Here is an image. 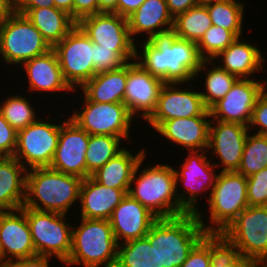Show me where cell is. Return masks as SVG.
Masks as SVG:
<instances>
[{
	"label": "cell",
	"mask_w": 267,
	"mask_h": 267,
	"mask_svg": "<svg viewBox=\"0 0 267 267\" xmlns=\"http://www.w3.org/2000/svg\"><path fill=\"white\" fill-rule=\"evenodd\" d=\"M82 180L49 167L29 169L23 207L70 215L72 207L79 205Z\"/></svg>",
	"instance_id": "cell-4"
},
{
	"label": "cell",
	"mask_w": 267,
	"mask_h": 267,
	"mask_svg": "<svg viewBox=\"0 0 267 267\" xmlns=\"http://www.w3.org/2000/svg\"><path fill=\"white\" fill-rule=\"evenodd\" d=\"M15 11L25 15L51 47L60 42L77 24L70 15L56 7L15 8Z\"/></svg>",
	"instance_id": "cell-29"
},
{
	"label": "cell",
	"mask_w": 267,
	"mask_h": 267,
	"mask_svg": "<svg viewBox=\"0 0 267 267\" xmlns=\"http://www.w3.org/2000/svg\"><path fill=\"white\" fill-rule=\"evenodd\" d=\"M249 206H267V167L247 177Z\"/></svg>",
	"instance_id": "cell-41"
},
{
	"label": "cell",
	"mask_w": 267,
	"mask_h": 267,
	"mask_svg": "<svg viewBox=\"0 0 267 267\" xmlns=\"http://www.w3.org/2000/svg\"><path fill=\"white\" fill-rule=\"evenodd\" d=\"M267 167V136L248 133L238 173L249 177Z\"/></svg>",
	"instance_id": "cell-38"
},
{
	"label": "cell",
	"mask_w": 267,
	"mask_h": 267,
	"mask_svg": "<svg viewBox=\"0 0 267 267\" xmlns=\"http://www.w3.org/2000/svg\"><path fill=\"white\" fill-rule=\"evenodd\" d=\"M15 8L55 7L54 0H14Z\"/></svg>",
	"instance_id": "cell-49"
},
{
	"label": "cell",
	"mask_w": 267,
	"mask_h": 267,
	"mask_svg": "<svg viewBox=\"0 0 267 267\" xmlns=\"http://www.w3.org/2000/svg\"><path fill=\"white\" fill-rule=\"evenodd\" d=\"M210 122V116L176 118L162 121L154 131L159 135L157 138L162 137L160 141H169L167 144L180 146L183 151L207 150Z\"/></svg>",
	"instance_id": "cell-22"
},
{
	"label": "cell",
	"mask_w": 267,
	"mask_h": 267,
	"mask_svg": "<svg viewBox=\"0 0 267 267\" xmlns=\"http://www.w3.org/2000/svg\"><path fill=\"white\" fill-rule=\"evenodd\" d=\"M248 133V126L211 120L207 151L218 172L238 171Z\"/></svg>",
	"instance_id": "cell-16"
},
{
	"label": "cell",
	"mask_w": 267,
	"mask_h": 267,
	"mask_svg": "<svg viewBox=\"0 0 267 267\" xmlns=\"http://www.w3.org/2000/svg\"><path fill=\"white\" fill-rule=\"evenodd\" d=\"M166 3L170 14L175 18L178 14L199 5L202 3V0H166Z\"/></svg>",
	"instance_id": "cell-47"
},
{
	"label": "cell",
	"mask_w": 267,
	"mask_h": 267,
	"mask_svg": "<svg viewBox=\"0 0 267 267\" xmlns=\"http://www.w3.org/2000/svg\"><path fill=\"white\" fill-rule=\"evenodd\" d=\"M264 91L263 79H238L230 91L209 108L211 120L249 126L253 108Z\"/></svg>",
	"instance_id": "cell-18"
},
{
	"label": "cell",
	"mask_w": 267,
	"mask_h": 267,
	"mask_svg": "<svg viewBox=\"0 0 267 267\" xmlns=\"http://www.w3.org/2000/svg\"><path fill=\"white\" fill-rule=\"evenodd\" d=\"M0 267H9L8 262H1L0 261Z\"/></svg>",
	"instance_id": "cell-55"
},
{
	"label": "cell",
	"mask_w": 267,
	"mask_h": 267,
	"mask_svg": "<svg viewBox=\"0 0 267 267\" xmlns=\"http://www.w3.org/2000/svg\"><path fill=\"white\" fill-rule=\"evenodd\" d=\"M36 255L49 256L61 262L68 259L72 248L73 223L68 216L25 207ZM67 216V217H66Z\"/></svg>",
	"instance_id": "cell-10"
},
{
	"label": "cell",
	"mask_w": 267,
	"mask_h": 267,
	"mask_svg": "<svg viewBox=\"0 0 267 267\" xmlns=\"http://www.w3.org/2000/svg\"><path fill=\"white\" fill-rule=\"evenodd\" d=\"M44 113L45 111L40 114L41 117L36 122L17 132V145L13 157L27 170L50 167L58 145L61 118L53 120L54 116H51V119L47 118L51 112H47L46 117Z\"/></svg>",
	"instance_id": "cell-11"
},
{
	"label": "cell",
	"mask_w": 267,
	"mask_h": 267,
	"mask_svg": "<svg viewBox=\"0 0 267 267\" xmlns=\"http://www.w3.org/2000/svg\"><path fill=\"white\" fill-rule=\"evenodd\" d=\"M89 137L90 134L68 116L62 118L58 145L49 168L81 179L87 178L85 157Z\"/></svg>",
	"instance_id": "cell-19"
},
{
	"label": "cell",
	"mask_w": 267,
	"mask_h": 267,
	"mask_svg": "<svg viewBox=\"0 0 267 267\" xmlns=\"http://www.w3.org/2000/svg\"><path fill=\"white\" fill-rule=\"evenodd\" d=\"M211 25L213 24L208 10L200 3L174 18L171 34L197 44Z\"/></svg>",
	"instance_id": "cell-33"
},
{
	"label": "cell",
	"mask_w": 267,
	"mask_h": 267,
	"mask_svg": "<svg viewBox=\"0 0 267 267\" xmlns=\"http://www.w3.org/2000/svg\"><path fill=\"white\" fill-rule=\"evenodd\" d=\"M117 0H99L100 12H114L116 13Z\"/></svg>",
	"instance_id": "cell-52"
},
{
	"label": "cell",
	"mask_w": 267,
	"mask_h": 267,
	"mask_svg": "<svg viewBox=\"0 0 267 267\" xmlns=\"http://www.w3.org/2000/svg\"><path fill=\"white\" fill-rule=\"evenodd\" d=\"M209 260L211 267H250L252 265L222 232H209Z\"/></svg>",
	"instance_id": "cell-36"
},
{
	"label": "cell",
	"mask_w": 267,
	"mask_h": 267,
	"mask_svg": "<svg viewBox=\"0 0 267 267\" xmlns=\"http://www.w3.org/2000/svg\"><path fill=\"white\" fill-rule=\"evenodd\" d=\"M148 153L136 166L128 194L139 201L157 218H173L187 214L180 206L176 194V177L174 165L150 161L145 164Z\"/></svg>",
	"instance_id": "cell-2"
},
{
	"label": "cell",
	"mask_w": 267,
	"mask_h": 267,
	"mask_svg": "<svg viewBox=\"0 0 267 267\" xmlns=\"http://www.w3.org/2000/svg\"><path fill=\"white\" fill-rule=\"evenodd\" d=\"M206 234L195 213L158 218L145 236L155 247L158 267H181Z\"/></svg>",
	"instance_id": "cell-3"
},
{
	"label": "cell",
	"mask_w": 267,
	"mask_h": 267,
	"mask_svg": "<svg viewBox=\"0 0 267 267\" xmlns=\"http://www.w3.org/2000/svg\"><path fill=\"white\" fill-rule=\"evenodd\" d=\"M238 79V77L228 73L213 60H203L193 78L194 82L202 83L201 81H203L204 83L203 86H199L203 87L199 88V91L203 102L208 109L218 100L222 99Z\"/></svg>",
	"instance_id": "cell-31"
},
{
	"label": "cell",
	"mask_w": 267,
	"mask_h": 267,
	"mask_svg": "<svg viewBox=\"0 0 267 267\" xmlns=\"http://www.w3.org/2000/svg\"><path fill=\"white\" fill-rule=\"evenodd\" d=\"M248 206L247 177L237 171L218 172L205 206L207 216L201 210L196 216L206 232H222Z\"/></svg>",
	"instance_id": "cell-6"
},
{
	"label": "cell",
	"mask_w": 267,
	"mask_h": 267,
	"mask_svg": "<svg viewBox=\"0 0 267 267\" xmlns=\"http://www.w3.org/2000/svg\"><path fill=\"white\" fill-rule=\"evenodd\" d=\"M128 75V63L117 70L97 73L80 92L91 102L123 103Z\"/></svg>",
	"instance_id": "cell-30"
},
{
	"label": "cell",
	"mask_w": 267,
	"mask_h": 267,
	"mask_svg": "<svg viewBox=\"0 0 267 267\" xmlns=\"http://www.w3.org/2000/svg\"><path fill=\"white\" fill-rule=\"evenodd\" d=\"M202 2H242L240 0H202Z\"/></svg>",
	"instance_id": "cell-53"
},
{
	"label": "cell",
	"mask_w": 267,
	"mask_h": 267,
	"mask_svg": "<svg viewBox=\"0 0 267 267\" xmlns=\"http://www.w3.org/2000/svg\"><path fill=\"white\" fill-rule=\"evenodd\" d=\"M164 84L162 79L150 74L135 60L128 62L123 103L136 120L142 118L140 122L146 121L152 115Z\"/></svg>",
	"instance_id": "cell-20"
},
{
	"label": "cell",
	"mask_w": 267,
	"mask_h": 267,
	"mask_svg": "<svg viewBox=\"0 0 267 267\" xmlns=\"http://www.w3.org/2000/svg\"><path fill=\"white\" fill-rule=\"evenodd\" d=\"M194 84V80L186 83H165L160 90L155 111L146 120V125H149L150 129H155L162 121L210 116L209 109L200 95V83H196V87Z\"/></svg>",
	"instance_id": "cell-14"
},
{
	"label": "cell",
	"mask_w": 267,
	"mask_h": 267,
	"mask_svg": "<svg viewBox=\"0 0 267 267\" xmlns=\"http://www.w3.org/2000/svg\"><path fill=\"white\" fill-rule=\"evenodd\" d=\"M245 39V36L237 38L212 60L239 79H253L256 73H264L267 59L258 44Z\"/></svg>",
	"instance_id": "cell-25"
},
{
	"label": "cell",
	"mask_w": 267,
	"mask_h": 267,
	"mask_svg": "<svg viewBox=\"0 0 267 267\" xmlns=\"http://www.w3.org/2000/svg\"><path fill=\"white\" fill-rule=\"evenodd\" d=\"M209 13L213 25L232 31L238 38L243 35L244 2H202ZM244 22V23H243Z\"/></svg>",
	"instance_id": "cell-37"
},
{
	"label": "cell",
	"mask_w": 267,
	"mask_h": 267,
	"mask_svg": "<svg viewBox=\"0 0 267 267\" xmlns=\"http://www.w3.org/2000/svg\"><path fill=\"white\" fill-rule=\"evenodd\" d=\"M77 25L94 44L113 48L127 63L135 60L136 43L127 18L114 12H100L82 18Z\"/></svg>",
	"instance_id": "cell-15"
},
{
	"label": "cell",
	"mask_w": 267,
	"mask_h": 267,
	"mask_svg": "<svg viewBox=\"0 0 267 267\" xmlns=\"http://www.w3.org/2000/svg\"><path fill=\"white\" fill-rule=\"evenodd\" d=\"M250 267H267L266 265H257V264H252Z\"/></svg>",
	"instance_id": "cell-56"
},
{
	"label": "cell",
	"mask_w": 267,
	"mask_h": 267,
	"mask_svg": "<svg viewBox=\"0 0 267 267\" xmlns=\"http://www.w3.org/2000/svg\"><path fill=\"white\" fill-rule=\"evenodd\" d=\"M127 21L130 35L137 44L140 39L150 41L171 34L174 18L166 0H145Z\"/></svg>",
	"instance_id": "cell-23"
},
{
	"label": "cell",
	"mask_w": 267,
	"mask_h": 267,
	"mask_svg": "<svg viewBox=\"0 0 267 267\" xmlns=\"http://www.w3.org/2000/svg\"><path fill=\"white\" fill-rule=\"evenodd\" d=\"M20 67L22 69L18 68L17 71H21L22 73L24 71L23 74H26V81L22 80V83L24 82V84L26 83L27 85L28 91L27 89L25 90L27 95L28 93L30 95L31 93L32 95H35V93L40 95L47 93L46 96H42L46 99L47 95L51 96L52 94H55L57 95L58 101H60L64 96L60 95L65 92V94H68L67 96L71 98L70 102L74 103L75 101V104H77L75 99L72 100V98H75L71 95L74 93V90L65 81L58 58L53 49L43 55L36 56L33 59L25 61ZM58 96L61 98L59 99Z\"/></svg>",
	"instance_id": "cell-17"
},
{
	"label": "cell",
	"mask_w": 267,
	"mask_h": 267,
	"mask_svg": "<svg viewBox=\"0 0 267 267\" xmlns=\"http://www.w3.org/2000/svg\"><path fill=\"white\" fill-rule=\"evenodd\" d=\"M52 49L65 81L73 90H80L95 76L92 41L77 24Z\"/></svg>",
	"instance_id": "cell-13"
},
{
	"label": "cell",
	"mask_w": 267,
	"mask_h": 267,
	"mask_svg": "<svg viewBox=\"0 0 267 267\" xmlns=\"http://www.w3.org/2000/svg\"><path fill=\"white\" fill-rule=\"evenodd\" d=\"M27 169L15 157H0V211L24 206Z\"/></svg>",
	"instance_id": "cell-28"
},
{
	"label": "cell",
	"mask_w": 267,
	"mask_h": 267,
	"mask_svg": "<svg viewBox=\"0 0 267 267\" xmlns=\"http://www.w3.org/2000/svg\"><path fill=\"white\" fill-rule=\"evenodd\" d=\"M186 155L183 163L177 168L174 167L176 194L180 206L187 213L196 214L201 208V206L199 207L201 202L198 199L201 200L202 196L208 193L206 202L208 201L218 171L208 156L207 150L187 151Z\"/></svg>",
	"instance_id": "cell-9"
},
{
	"label": "cell",
	"mask_w": 267,
	"mask_h": 267,
	"mask_svg": "<svg viewBox=\"0 0 267 267\" xmlns=\"http://www.w3.org/2000/svg\"><path fill=\"white\" fill-rule=\"evenodd\" d=\"M51 49L40 31L23 14L15 12L0 26V67L3 62L5 70L10 66L17 69L25 61Z\"/></svg>",
	"instance_id": "cell-8"
},
{
	"label": "cell",
	"mask_w": 267,
	"mask_h": 267,
	"mask_svg": "<svg viewBox=\"0 0 267 267\" xmlns=\"http://www.w3.org/2000/svg\"><path fill=\"white\" fill-rule=\"evenodd\" d=\"M36 255L25 207L12 211H0V261Z\"/></svg>",
	"instance_id": "cell-21"
},
{
	"label": "cell",
	"mask_w": 267,
	"mask_h": 267,
	"mask_svg": "<svg viewBox=\"0 0 267 267\" xmlns=\"http://www.w3.org/2000/svg\"><path fill=\"white\" fill-rule=\"evenodd\" d=\"M115 267H158L157 251L146 237L120 243Z\"/></svg>",
	"instance_id": "cell-35"
},
{
	"label": "cell",
	"mask_w": 267,
	"mask_h": 267,
	"mask_svg": "<svg viewBox=\"0 0 267 267\" xmlns=\"http://www.w3.org/2000/svg\"><path fill=\"white\" fill-rule=\"evenodd\" d=\"M124 143L122 138L116 136L90 135L85 157L87 177H90L110 159L120 153L125 148Z\"/></svg>",
	"instance_id": "cell-34"
},
{
	"label": "cell",
	"mask_w": 267,
	"mask_h": 267,
	"mask_svg": "<svg viewBox=\"0 0 267 267\" xmlns=\"http://www.w3.org/2000/svg\"><path fill=\"white\" fill-rule=\"evenodd\" d=\"M238 37L230 30L211 25L196 44L203 60H212Z\"/></svg>",
	"instance_id": "cell-39"
},
{
	"label": "cell",
	"mask_w": 267,
	"mask_h": 267,
	"mask_svg": "<svg viewBox=\"0 0 267 267\" xmlns=\"http://www.w3.org/2000/svg\"><path fill=\"white\" fill-rule=\"evenodd\" d=\"M267 66L265 67L264 66V74H265V72H267ZM263 84H264V91H266L267 92V77H266V79H263Z\"/></svg>",
	"instance_id": "cell-54"
},
{
	"label": "cell",
	"mask_w": 267,
	"mask_h": 267,
	"mask_svg": "<svg viewBox=\"0 0 267 267\" xmlns=\"http://www.w3.org/2000/svg\"><path fill=\"white\" fill-rule=\"evenodd\" d=\"M92 49L95 75L101 72L117 70L127 64L113 48L102 47V45L92 42Z\"/></svg>",
	"instance_id": "cell-40"
},
{
	"label": "cell",
	"mask_w": 267,
	"mask_h": 267,
	"mask_svg": "<svg viewBox=\"0 0 267 267\" xmlns=\"http://www.w3.org/2000/svg\"><path fill=\"white\" fill-rule=\"evenodd\" d=\"M158 218L127 194L112 212L109 222L118 244L144 238Z\"/></svg>",
	"instance_id": "cell-24"
},
{
	"label": "cell",
	"mask_w": 267,
	"mask_h": 267,
	"mask_svg": "<svg viewBox=\"0 0 267 267\" xmlns=\"http://www.w3.org/2000/svg\"><path fill=\"white\" fill-rule=\"evenodd\" d=\"M128 148L126 144V147L120 153L93 173L91 177L103 186L129 190L134 170L142 157L147 154V147H141L136 152H134V149Z\"/></svg>",
	"instance_id": "cell-27"
},
{
	"label": "cell",
	"mask_w": 267,
	"mask_h": 267,
	"mask_svg": "<svg viewBox=\"0 0 267 267\" xmlns=\"http://www.w3.org/2000/svg\"><path fill=\"white\" fill-rule=\"evenodd\" d=\"M145 0H117L116 13L124 18L132 15Z\"/></svg>",
	"instance_id": "cell-48"
},
{
	"label": "cell",
	"mask_w": 267,
	"mask_h": 267,
	"mask_svg": "<svg viewBox=\"0 0 267 267\" xmlns=\"http://www.w3.org/2000/svg\"><path fill=\"white\" fill-rule=\"evenodd\" d=\"M76 219L79 223L72 227L71 252L62 266L115 267L118 243L109 220Z\"/></svg>",
	"instance_id": "cell-5"
},
{
	"label": "cell",
	"mask_w": 267,
	"mask_h": 267,
	"mask_svg": "<svg viewBox=\"0 0 267 267\" xmlns=\"http://www.w3.org/2000/svg\"><path fill=\"white\" fill-rule=\"evenodd\" d=\"M129 190L114 189L96 182L91 176L82 180L77 216L109 220L116 206Z\"/></svg>",
	"instance_id": "cell-26"
},
{
	"label": "cell",
	"mask_w": 267,
	"mask_h": 267,
	"mask_svg": "<svg viewBox=\"0 0 267 267\" xmlns=\"http://www.w3.org/2000/svg\"><path fill=\"white\" fill-rule=\"evenodd\" d=\"M100 13L99 0H74L73 20L78 23L82 18Z\"/></svg>",
	"instance_id": "cell-45"
},
{
	"label": "cell",
	"mask_w": 267,
	"mask_h": 267,
	"mask_svg": "<svg viewBox=\"0 0 267 267\" xmlns=\"http://www.w3.org/2000/svg\"><path fill=\"white\" fill-rule=\"evenodd\" d=\"M222 233L251 264L267 263V206H248Z\"/></svg>",
	"instance_id": "cell-12"
},
{
	"label": "cell",
	"mask_w": 267,
	"mask_h": 267,
	"mask_svg": "<svg viewBox=\"0 0 267 267\" xmlns=\"http://www.w3.org/2000/svg\"><path fill=\"white\" fill-rule=\"evenodd\" d=\"M135 61L165 83L191 82L203 59L196 43L168 34L136 44Z\"/></svg>",
	"instance_id": "cell-1"
},
{
	"label": "cell",
	"mask_w": 267,
	"mask_h": 267,
	"mask_svg": "<svg viewBox=\"0 0 267 267\" xmlns=\"http://www.w3.org/2000/svg\"><path fill=\"white\" fill-rule=\"evenodd\" d=\"M255 127V128H254ZM249 131L267 136V92L258 97L252 112V119L248 126ZM254 129V130H253Z\"/></svg>",
	"instance_id": "cell-42"
},
{
	"label": "cell",
	"mask_w": 267,
	"mask_h": 267,
	"mask_svg": "<svg viewBox=\"0 0 267 267\" xmlns=\"http://www.w3.org/2000/svg\"><path fill=\"white\" fill-rule=\"evenodd\" d=\"M15 12L14 0H0V26Z\"/></svg>",
	"instance_id": "cell-50"
},
{
	"label": "cell",
	"mask_w": 267,
	"mask_h": 267,
	"mask_svg": "<svg viewBox=\"0 0 267 267\" xmlns=\"http://www.w3.org/2000/svg\"><path fill=\"white\" fill-rule=\"evenodd\" d=\"M51 258L49 256L35 255L28 258L16 259L8 262V264L9 267H51L50 262L56 260Z\"/></svg>",
	"instance_id": "cell-46"
},
{
	"label": "cell",
	"mask_w": 267,
	"mask_h": 267,
	"mask_svg": "<svg viewBox=\"0 0 267 267\" xmlns=\"http://www.w3.org/2000/svg\"><path fill=\"white\" fill-rule=\"evenodd\" d=\"M14 93L16 94L12 95L8 92V96L6 94L4 99L2 97L3 95H1L0 113L18 132L28 127L31 123L36 122L40 118L39 113L41 109H39V111L37 110L38 108L35 105V100L33 98L29 100L30 97L28 98L27 95L24 96L23 90L22 93L21 91L19 93L15 91Z\"/></svg>",
	"instance_id": "cell-32"
},
{
	"label": "cell",
	"mask_w": 267,
	"mask_h": 267,
	"mask_svg": "<svg viewBox=\"0 0 267 267\" xmlns=\"http://www.w3.org/2000/svg\"><path fill=\"white\" fill-rule=\"evenodd\" d=\"M72 95L75 97L77 95L80 100L82 98V101L77 99L78 104L82 102L81 106L76 105L80 108H73L69 113L65 111L64 105L62 108L66 116L68 114L81 129L90 135H111L122 138L126 143L129 142L128 144L133 143L131 134L134 132H130L134 131L133 122L137 120L130 114L124 103L91 102L79 90H74Z\"/></svg>",
	"instance_id": "cell-7"
},
{
	"label": "cell",
	"mask_w": 267,
	"mask_h": 267,
	"mask_svg": "<svg viewBox=\"0 0 267 267\" xmlns=\"http://www.w3.org/2000/svg\"><path fill=\"white\" fill-rule=\"evenodd\" d=\"M17 145V131L0 113V156L12 157Z\"/></svg>",
	"instance_id": "cell-43"
},
{
	"label": "cell",
	"mask_w": 267,
	"mask_h": 267,
	"mask_svg": "<svg viewBox=\"0 0 267 267\" xmlns=\"http://www.w3.org/2000/svg\"><path fill=\"white\" fill-rule=\"evenodd\" d=\"M181 267H211L209 260V232H206Z\"/></svg>",
	"instance_id": "cell-44"
},
{
	"label": "cell",
	"mask_w": 267,
	"mask_h": 267,
	"mask_svg": "<svg viewBox=\"0 0 267 267\" xmlns=\"http://www.w3.org/2000/svg\"><path fill=\"white\" fill-rule=\"evenodd\" d=\"M73 1L74 0H54L55 7L66 12L73 19Z\"/></svg>",
	"instance_id": "cell-51"
}]
</instances>
